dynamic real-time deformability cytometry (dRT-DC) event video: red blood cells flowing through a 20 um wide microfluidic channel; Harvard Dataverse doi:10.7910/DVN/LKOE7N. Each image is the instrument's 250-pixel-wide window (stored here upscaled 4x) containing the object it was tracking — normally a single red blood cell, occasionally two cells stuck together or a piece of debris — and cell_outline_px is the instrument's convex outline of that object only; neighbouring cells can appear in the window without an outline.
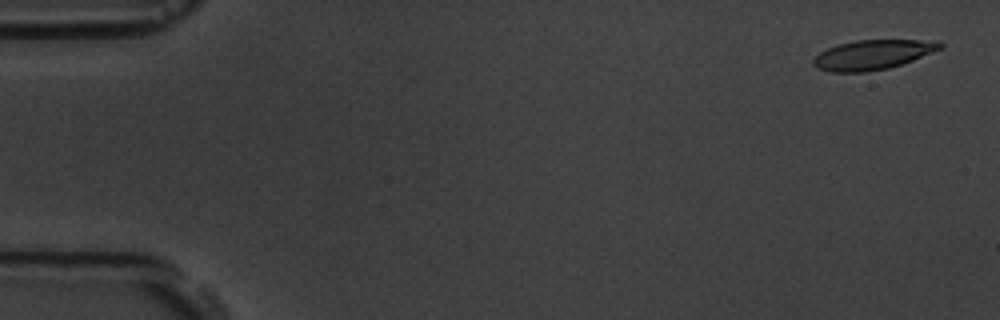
{"species": "common noctule bat (a hibernating species)", "species_latin": "Nyctalus noctula", "temperature_condition": "room temperature", "stored_images_in_passage": 4, "camera_frame_rate_fps": 3000, "um_per_image_px": 0.085, "animal": {"sex": "male", "body_mass_g": 19.5, "forearm_length_mm": 54.6}, "frame": {"image": 1, "passage_image": 1, "time_ms": 0.0, "image_size_px": [1000, 320], "cell_outline_px": [[944, 44], [940, 48], [912, 60], [888, 68], [864, 72], [828, 72], [816, 68], [812, 64], [812, 60], [820, 52], [828, 48], [840, 44], [856, 40], [940, 40]], "centroid_in_image_um": [74.14, 4.65], "position_along_channel_um": 10.9, "area_um2": 21.73}}
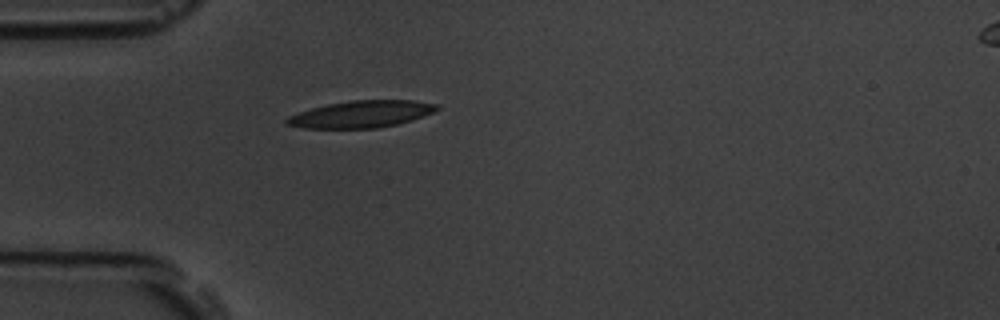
{"frame": {"image": 2, "passage_image": 4, "time_ms": 4.667, "image_size_px": [1000, 320], "cell_outline_px": [[440, 108], [424, 116], [412, 120], [396, 124], [376, 128], [304, 128], [284, 124], [284, 120], [288, 116], [312, 108], [328, 104], [352, 100], [412, 100], [440, 104]], "centroid_in_image_um": [30.72, 9.7], "position_along_channel_um": 54.3, "area_um2": 23.52}}